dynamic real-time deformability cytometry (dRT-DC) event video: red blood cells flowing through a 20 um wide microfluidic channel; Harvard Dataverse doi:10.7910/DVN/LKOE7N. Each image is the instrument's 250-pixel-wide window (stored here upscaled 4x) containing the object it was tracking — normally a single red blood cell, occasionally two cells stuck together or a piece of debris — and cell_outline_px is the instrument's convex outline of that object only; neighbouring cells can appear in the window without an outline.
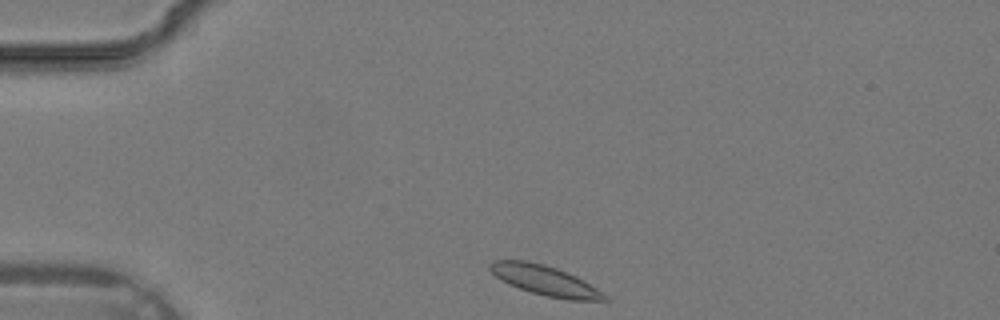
{"species": "common noctule bat (a hibernating species)", "species_latin": "Nyctalus noctula", "temperature_condition": "warm", "stored_images_in_passage": 26, "camera_frame_rate_fps": 3000, "um_per_image_px": 0.085, "animal": {"sex": "male", "body_mass_g": 19.2, "forearm_length_mm": 51.8}, "frame": {"image": 1, "passage_image": 1, "time_ms": 0.0, "image_size_px": [1000, 320], "cell_outline_px": [[612, 300], [568, 300], [544, 296], [508, 284], [496, 276], [488, 268], [488, 264], [492, 260], [524, 260], [544, 264], [556, 268], [576, 276], [584, 280], [608, 296]], "centroid_in_image_um": [46.32, 23.84], "position_along_channel_um": 38.7, "area_um2": 19.94}}
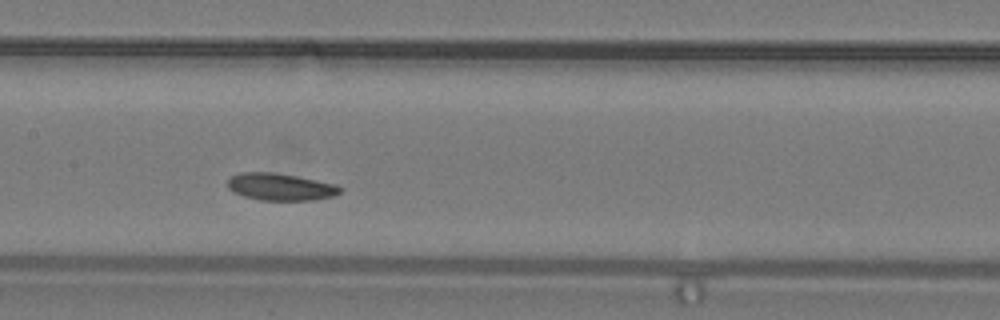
{"frame": {"image": 2, "passage_image": 11, "time_ms": 3.333, "image_size_px": [1000, 320], "cell_outline_px": [[344, 188], [336, 196], [316, 200], [260, 200], [244, 196], [228, 188], [228, 180], [232, 176], [240, 172], [272, 172], [296, 176], [336, 184]], "centroid_in_image_um": [23.89, 15.89], "position_along_channel_um": 183.5, "area_um2": 17.8}}
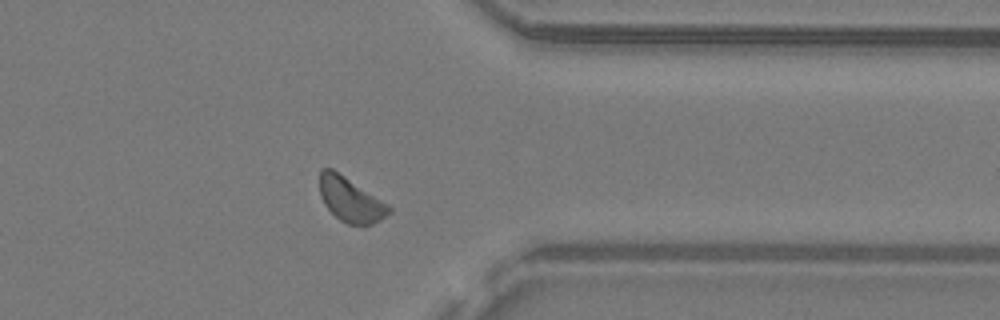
{"frame": {"image": 3, "passage_image": 22, "time_ms": 7.0, "image_size_px": [1000, 320], "cell_outline_px": [[392, 212], [380, 220], [364, 228], [348, 224], [340, 220], [324, 204], [320, 196], [320, 168], [332, 168], [388, 204], [392, 208]], "centroid_in_image_um": [29.81, 17.01], "position_along_channel_um": 381.6, "area_um2": 18.09}}